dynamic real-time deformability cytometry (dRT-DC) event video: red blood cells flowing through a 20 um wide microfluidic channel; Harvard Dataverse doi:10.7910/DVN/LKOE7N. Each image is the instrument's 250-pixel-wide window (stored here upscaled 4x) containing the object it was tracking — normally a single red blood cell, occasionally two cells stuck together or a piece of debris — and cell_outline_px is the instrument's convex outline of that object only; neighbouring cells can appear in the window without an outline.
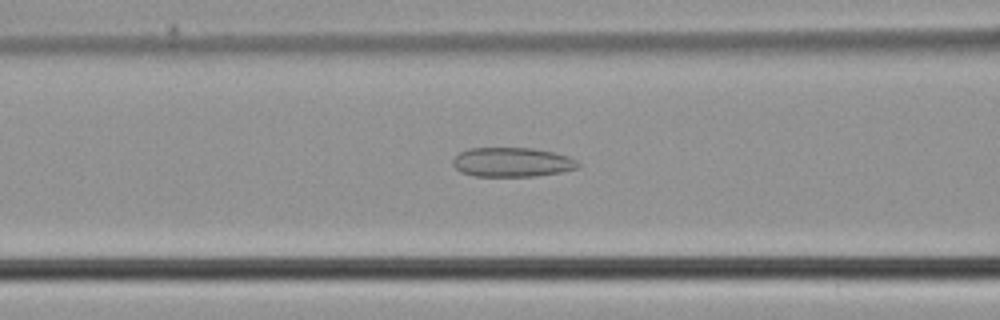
{"species": "common noctule bat (a hibernating species)", "species_latin": "Nyctalus noctula", "temperature_condition": "cold", "stored_images_in_passage": 49, "camera_frame_rate_fps": 3000, "um_per_image_px": 0.085, "animal": {"sex": "male", "body_mass_g": 21.5, "forearm_length_mm": 52.0}, "frame": {"image": 1, "passage_image": 20, "time_ms": 6.333, "image_size_px": [1000, 320], "cell_outline_px": [[580, 164], [576, 168], [560, 172], [536, 176], [476, 176], [460, 172], [452, 164], [452, 160], [460, 152], [468, 148], [532, 148], [552, 152], [568, 156], [576, 160]], "centroid_in_image_um": [43.5, 13.78], "position_along_channel_um": 123.1, "area_um2": 21.33}}
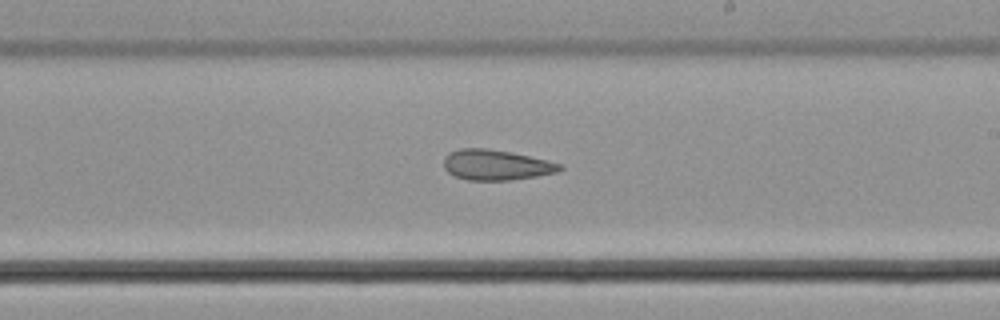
{"frame": {"image": 2, "passage_image": 29, "time_ms": 9.333, "image_size_px": [1000, 320], "cell_outline_px": [[564, 168], [556, 172], [536, 176], [512, 180], [468, 180], [456, 176], [448, 172], [444, 168], [444, 156], [448, 152], [460, 148], [488, 148], [512, 152], [560, 164]], "centroid_in_image_um": [42.12, 14.01], "position_along_channel_um": 246.9, "area_um2": 20.46}}
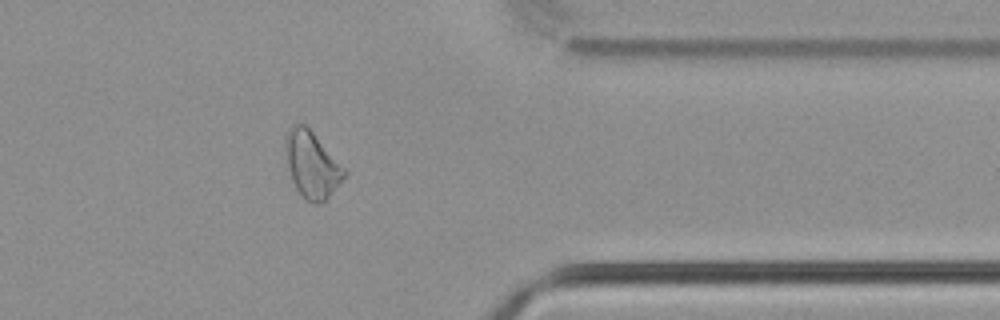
{"frame": {"image": 3, "passage_image": 40, "time_ms": 13.0, "image_size_px": [1000, 320], "cell_outline_px": [[348, 172], [324, 204], [312, 204], [296, 188], [292, 180], [288, 168], [284, 152], [284, 136], [296, 124], [304, 124], [312, 132]], "centroid_in_image_um": [26.5, 14.03], "position_along_channel_um": 384.9, "area_um2": 22.54}}